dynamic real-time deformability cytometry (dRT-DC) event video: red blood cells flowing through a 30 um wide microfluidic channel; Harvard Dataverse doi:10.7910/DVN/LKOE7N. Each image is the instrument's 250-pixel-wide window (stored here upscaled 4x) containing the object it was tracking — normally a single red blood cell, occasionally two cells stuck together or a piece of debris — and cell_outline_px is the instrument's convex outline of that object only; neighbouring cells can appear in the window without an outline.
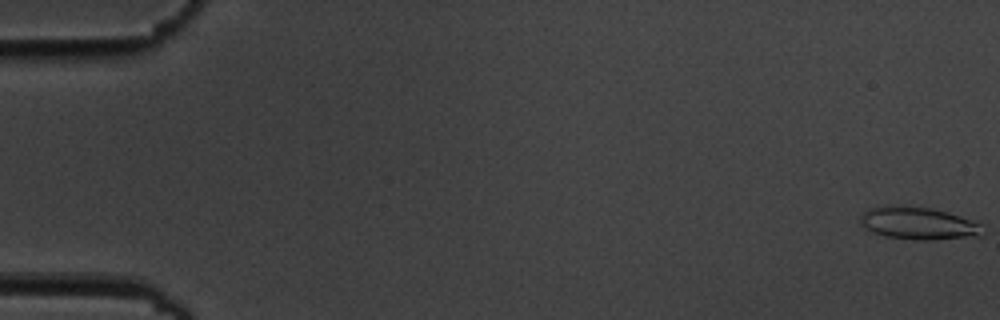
{"species": "common noctule bat (a hibernating species)", "species_latin": "Nyctalus noctula", "temperature_condition": "cold", "stored_images_in_passage": 5, "camera_frame_rate_fps": 3000, "um_per_image_px": 0.085, "animal": {"sex": "male", "body_mass_g": 19.5, "forearm_length_mm": 54.6}, "frame": {"image": 1, "passage_image": 1, "time_ms": 0.0, "image_size_px": [1000, 320], "cell_outline_px": [[984, 232], [980, 236], [936, 240], [916, 240], [884, 236], [872, 232], [864, 228], [860, 224], [860, 216], [868, 208], [932, 208], [948, 212], [984, 224]], "centroid_in_image_um": [78.14, 19.03], "position_along_channel_um": 6.9, "area_um2": 22.83}}